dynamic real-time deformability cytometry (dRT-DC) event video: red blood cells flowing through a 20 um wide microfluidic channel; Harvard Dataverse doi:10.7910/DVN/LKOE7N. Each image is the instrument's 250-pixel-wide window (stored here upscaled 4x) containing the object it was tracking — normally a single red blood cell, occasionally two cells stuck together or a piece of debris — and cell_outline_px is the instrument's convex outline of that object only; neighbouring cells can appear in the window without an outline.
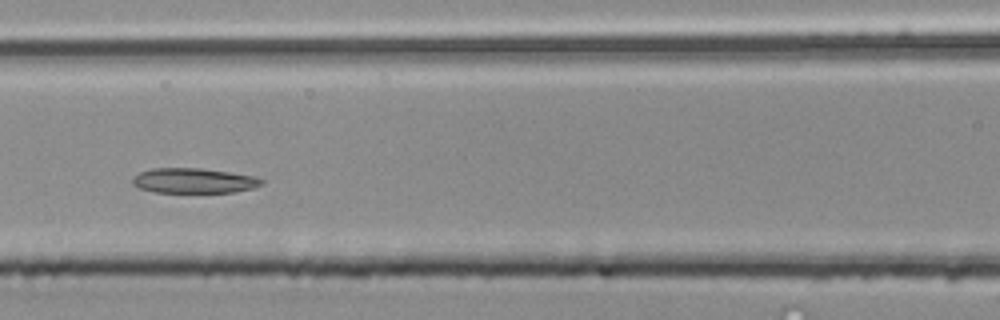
{"species": "common noctule bat (a hibernating species)", "species_latin": "Nyctalus noctula", "temperature_condition": "room temperature", "stored_images_in_passage": 3, "camera_frame_rate_fps": 3000, "um_per_image_px": 0.085, "animal": {"sex": "male", "body_mass_g": 20.4}, "frame": {"image": 1, "passage_image": 3, "time_ms": 0.667, "image_size_px": [1000, 320], "cell_outline_px": [[264, 184], [252, 188], [232, 192], [156, 192], [140, 188], [132, 184], [132, 180], [140, 172], [152, 168], [200, 168], [228, 172], [252, 176], [264, 180]], "centroid_in_image_um": [16.47, 15.35], "position_along_channel_um": 150.1, "area_um2": 18.55}}